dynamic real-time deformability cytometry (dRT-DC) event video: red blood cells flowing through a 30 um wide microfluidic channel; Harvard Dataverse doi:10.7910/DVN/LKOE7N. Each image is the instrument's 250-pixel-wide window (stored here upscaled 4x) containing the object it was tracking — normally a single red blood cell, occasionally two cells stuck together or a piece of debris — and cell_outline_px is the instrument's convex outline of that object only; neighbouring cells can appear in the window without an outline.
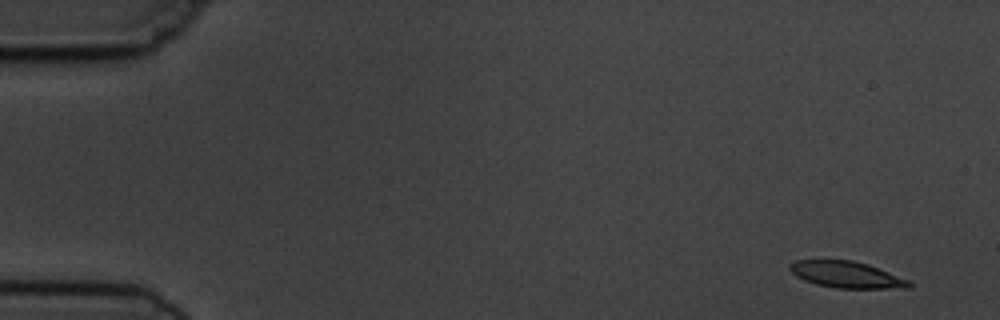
{"species": "common noctule bat (a hibernating species)", "species_latin": "Nyctalus noctula", "temperature_condition": "cold", "stored_images_in_passage": 4, "camera_frame_rate_fps": 3000, "um_per_image_px": 0.085, "animal": {"sex": "male", "body_mass_g": 19.5, "forearm_length_mm": 54.6}, "frame": {"image": 1, "passage_image": 1, "time_ms": 0.0, "image_size_px": [1000, 320], "cell_outline_px": [[912, 288], [836, 288], [816, 284], [804, 280], [796, 276], [788, 268], [788, 264], [796, 260], [852, 260], [868, 264], [908, 280], [912, 284]], "centroid_in_image_um": [71.93, 23.34], "position_along_channel_um": 13.1, "area_um2": 18.32}}
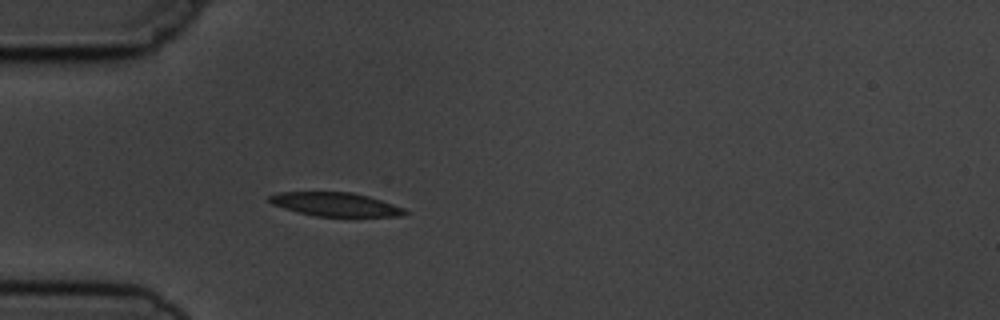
{"frame": {"image": 2, "passage_image": 4, "time_ms": 4.333, "image_size_px": [1000, 320], "cell_outline_px": [[408, 212], [404, 216], [316, 216], [296, 212], [272, 204], [268, 200], [268, 196], [280, 192], [352, 192], [368, 196], [404, 208]], "centroid_in_image_um": [28.49, 17.37], "position_along_channel_um": 56.5, "area_um2": 18.61}}